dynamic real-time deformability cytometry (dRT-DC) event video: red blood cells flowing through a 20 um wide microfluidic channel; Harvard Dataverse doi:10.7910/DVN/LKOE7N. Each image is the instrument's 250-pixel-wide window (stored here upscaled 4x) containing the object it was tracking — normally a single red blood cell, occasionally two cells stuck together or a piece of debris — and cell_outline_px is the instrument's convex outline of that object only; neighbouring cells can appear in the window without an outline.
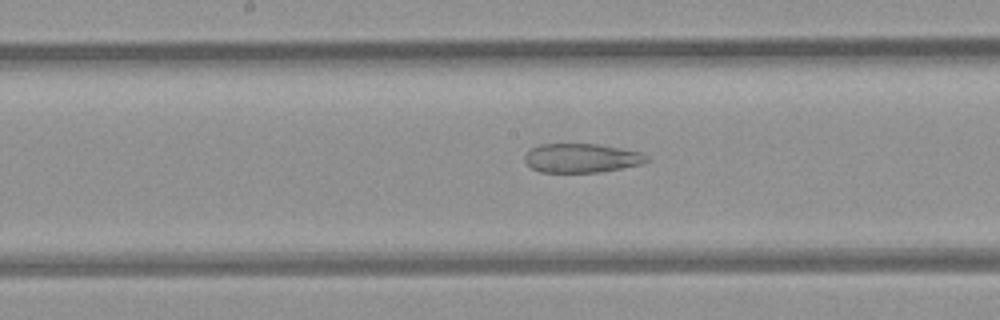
{"species": "common noctule bat (a hibernating species)", "species_latin": "Nyctalus noctula", "temperature_condition": "room temperature", "stored_images_in_passage": 28, "camera_frame_rate_fps": 3000, "um_per_image_px": 0.085, "animal": {"sex": "female", "body_mass_g": 21.9}, "frame": {"image": 1, "passage_image": 13, "time_ms": 4.0, "image_size_px": [1000, 320], "cell_outline_px": [[648, 160], [640, 164], [600, 172], [540, 172], [532, 168], [524, 160], [524, 156], [532, 148], [540, 144], [600, 144], [640, 152], [648, 156]], "centroid_in_image_um": [49.41, 13.43], "position_along_channel_um": 198.8, "area_um2": 20.46}}
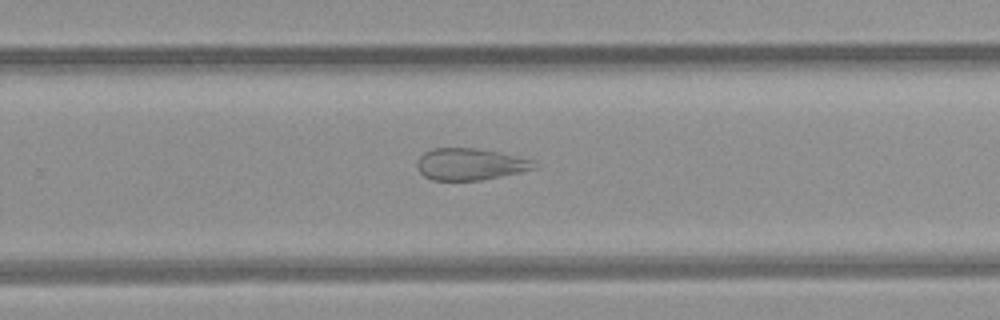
{"frame": {"image": 2, "passage_image": 20, "time_ms": 6.333, "image_size_px": [1000, 320], "cell_outline_px": [[536, 168], [520, 172], [480, 180], [432, 180], [424, 176], [420, 172], [416, 164], [420, 156], [424, 152], [432, 148], [476, 148], [496, 152], [532, 160]], "centroid_in_image_um": [39.9, 13.96], "position_along_channel_um": 289.9, "area_um2": 21.33}}
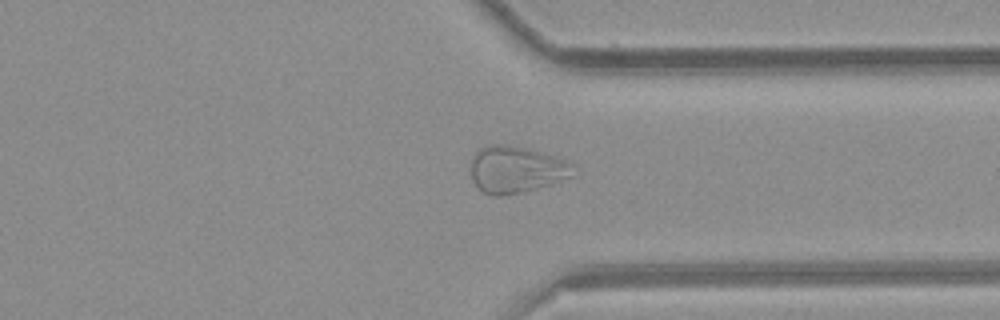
{"frame": {"image": 3, "passage_image": 26, "time_ms": 8.333, "image_size_px": [1000, 320], "cell_outline_px": [[576, 164], [572, 176], [524, 192], [500, 196], [492, 196], [484, 192], [472, 180], [472, 156], [480, 148], [492, 144], [508, 144], [540, 152], [568, 160]], "centroid_in_image_um": [43.89, 14.4], "position_along_channel_um": 367.5, "area_um2": 27.8}}